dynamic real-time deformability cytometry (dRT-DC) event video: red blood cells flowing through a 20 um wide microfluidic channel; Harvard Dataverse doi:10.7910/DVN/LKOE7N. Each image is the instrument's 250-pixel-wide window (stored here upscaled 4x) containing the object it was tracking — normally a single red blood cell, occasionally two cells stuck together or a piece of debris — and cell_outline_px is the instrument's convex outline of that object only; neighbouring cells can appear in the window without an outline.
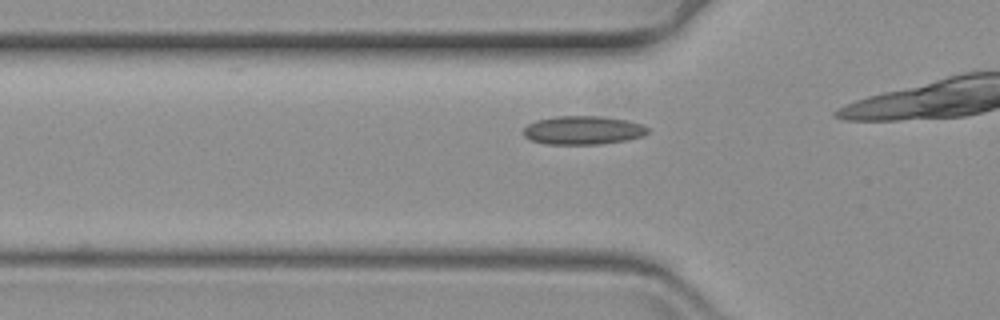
{"species": "common noctule bat (a hibernating species)", "species_latin": "Nyctalus noctula", "temperature_condition": "warm", "stored_images_in_passage": 13, "camera_frame_rate_fps": 3000, "um_per_image_px": 0.085, "animal": {"sex": "female", "body_mass_g": 19.3, "forearm_length_mm": 54.1}, "frame": {"image": 1, "passage_image": 8, "time_ms": 2.333, "image_size_px": [1000, 320], "cell_outline_px": [[648, 132], [644, 136], [624, 140], [600, 144], [544, 144], [532, 140], [524, 136], [524, 128], [528, 124], [536, 120], [556, 116], [600, 116], [624, 120], [644, 124], [648, 128]], "centroid_in_image_um": [49.55, 11.07], "position_along_channel_um": 76.2, "area_um2": 20.63}}